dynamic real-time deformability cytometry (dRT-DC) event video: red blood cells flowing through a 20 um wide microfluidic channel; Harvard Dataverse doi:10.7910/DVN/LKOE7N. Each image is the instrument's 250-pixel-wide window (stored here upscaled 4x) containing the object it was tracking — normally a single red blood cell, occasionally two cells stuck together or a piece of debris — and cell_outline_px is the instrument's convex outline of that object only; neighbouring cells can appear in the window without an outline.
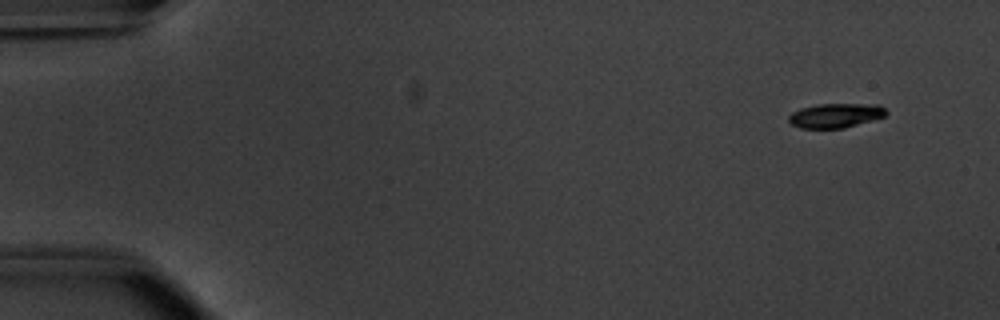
{"species": "common noctule bat (a hibernating species)", "species_latin": "Nyctalus noctula", "temperature_condition": "warm", "stored_images_in_passage": 51, "camera_frame_rate_fps": 3000, "um_per_image_px": 0.085, "animal": {"sex": "male", "body_mass_g": 20.1, "forearm_length_mm": 53.5}, "frame": {"image": 1, "passage_image": 1, "time_ms": 0.0, "image_size_px": [1000, 320], "cell_outline_px": [[888, 112], [884, 116], [872, 120], [844, 128], [800, 128], [792, 124], [788, 120], [788, 116], [792, 112], [800, 108], [816, 104], [880, 104]], "centroid_in_image_um": [71.01, 9.81], "position_along_channel_um": 14.0, "area_um2": 13.87}}
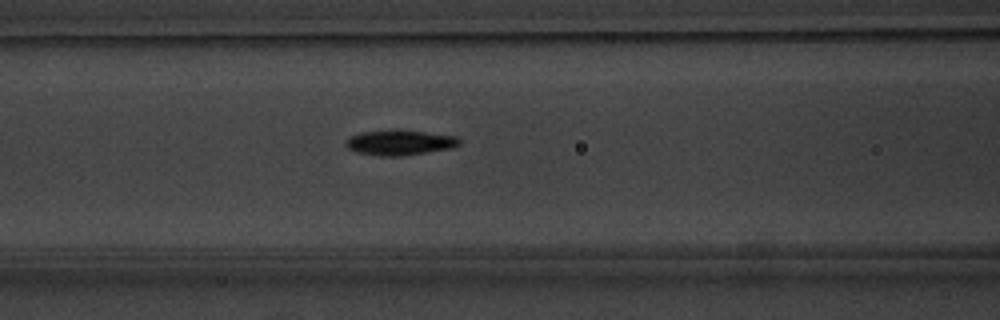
{"frame": {"image": 2, "passage_image": 20, "time_ms": 6.333, "image_size_px": [1000, 320], "cell_outline_px": [[460, 144], [452, 148], [400, 156], [380, 156], [356, 152], [348, 148], [344, 144], [344, 140], [360, 132], [392, 128], [396, 128], [456, 136], [460, 140]], "centroid_in_image_um": [33.94, 12.09], "position_along_channel_um": 132.7, "area_um2": 16.99}}
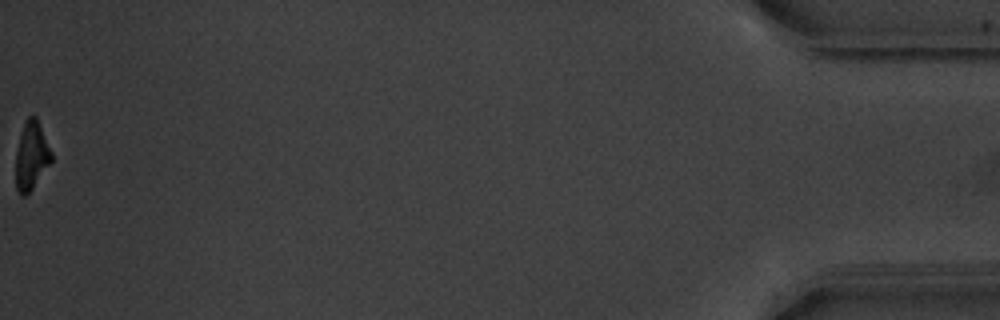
{"frame": {"image": 3, "passage_image": 51, "time_ms": 16.667, "image_size_px": [1000, 320], "cell_outline_px": [[52, 160], [32, 188], [24, 196], [20, 196], [16, 188], [16, 152], [20, 136], [24, 124], [28, 116], [36, 116], [52, 152]], "centroid_in_image_um": [2.67, 13.24], "position_along_channel_um": 432.5, "area_um2": 13.87}, "authors_computed_cell_mechanics": {"area_um2": 15.606, "velocity_mm_per_s": 3.8167, "shape_relaxation_time_tau1_ms": 2.0859, "shape_relaxation_time_tau2_ms": 4.2546, "deformation_change_tau1": 0.1535, "deformation_change_tau2": 0.1079}}